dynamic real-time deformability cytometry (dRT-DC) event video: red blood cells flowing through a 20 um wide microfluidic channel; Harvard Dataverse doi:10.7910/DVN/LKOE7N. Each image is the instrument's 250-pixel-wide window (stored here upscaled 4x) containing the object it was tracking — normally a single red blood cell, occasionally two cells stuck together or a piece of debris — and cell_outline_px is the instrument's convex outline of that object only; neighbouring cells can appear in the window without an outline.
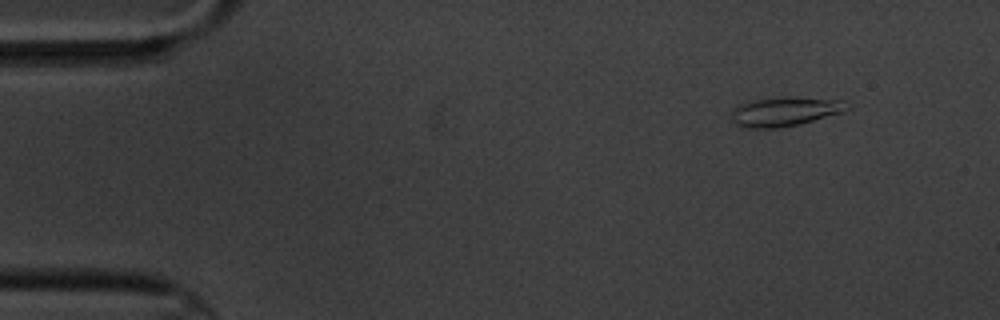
{"species": "common noctule bat (a hibernating species)", "species_latin": "Nyctalus noctula", "temperature_condition": "cold", "stored_images_in_passage": 5, "camera_frame_rate_fps": 3000, "um_per_image_px": 0.085, "animal": {"sex": "male", "body_mass_g": 20.1, "forearm_length_mm": 53.5}, "frame": {"image": 1, "passage_image": 2, "time_ms": 1.0, "image_size_px": [1000, 320], "cell_outline_px": [[852, 108], [844, 112], [800, 124], [772, 128], [740, 128], [728, 120], [732, 112], [740, 104], [748, 100], [780, 96], [788, 96], [840, 100], [852, 104]], "centroid_in_image_um": [66.7, 9.47], "position_along_channel_um": 18.3, "area_um2": 20.35}}